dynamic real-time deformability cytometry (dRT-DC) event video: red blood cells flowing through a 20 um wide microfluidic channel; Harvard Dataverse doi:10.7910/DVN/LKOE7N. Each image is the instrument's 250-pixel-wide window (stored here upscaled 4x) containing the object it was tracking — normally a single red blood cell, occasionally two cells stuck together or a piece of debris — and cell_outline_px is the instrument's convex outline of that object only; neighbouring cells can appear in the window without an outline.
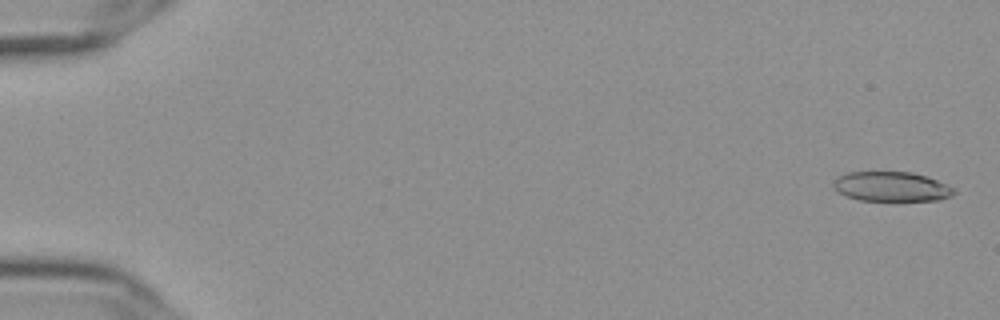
{"species": "Egyptian fruit bat (a non-hibernating species)", "species_latin": "Rousettus aegyptiacus", "temperature_condition": "cold", "stored_images_in_passage": 57, "camera_frame_rate_fps": 3000, "um_per_image_px": 0.085, "frame": {"image": 1, "passage_image": 2, "time_ms": 0.333, "image_size_px": [1000, 320], "cell_outline_px": [[956, 192], [952, 196], [940, 200], [896, 204], [860, 200], [844, 196], [832, 188], [832, 184], [836, 176], [848, 172], [912, 172], [936, 180], [952, 188]], "centroid_in_image_um": [75.73, 15.92], "position_along_channel_um": 9.3, "area_um2": 21.96}}
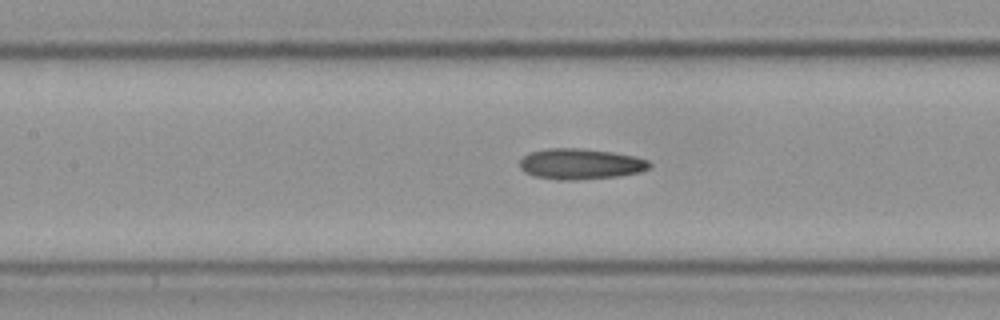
{"frame": {"image": 2, "passage_image": 27, "time_ms": 8.667, "image_size_px": [1000, 320], "cell_outline_px": [[652, 164], [648, 168], [640, 172], [620, 176], [572, 180], [560, 180], [532, 176], [524, 172], [520, 168], [520, 160], [524, 156], [532, 152], [548, 148], [584, 148], [612, 152], [636, 156], [648, 160]], "centroid_in_image_um": [49.35, 13.93], "position_along_channel_um": 158.1, "area_um2": 23.35}}
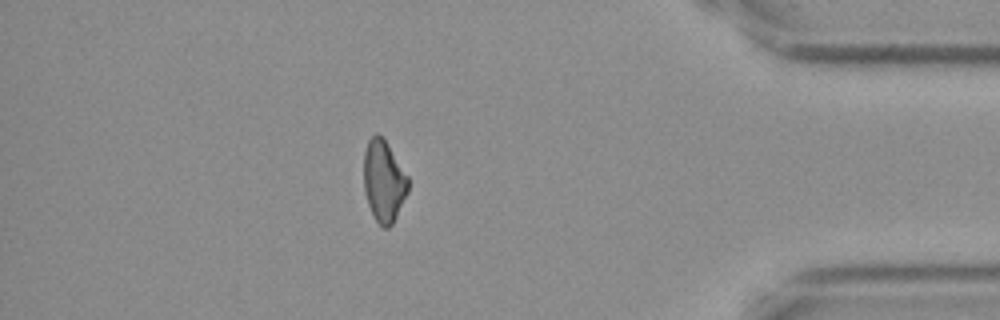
{"frame": {"image": 3, "passage_image": 50, "time_ms": 16.333, "image_size_px": [1000, 320], "cell_outline_px": [[408, 192], [392, 224], [388, 228], [384, 228], [376, 220], [368, 204], [364, 192], [364, 152], [368, 140], [376, 132], [384, 136], [408, 176]], "centroid_in_image_um": [32.62, 15.34], "position_along_channel_um": 402.6, "area_um2": 21.21}, "authors_computed_cell_mechanics": {"area_um2": 22.3686, "velocity_mm_per_s": 3.6384, "shape_relaxation_time_tau1_ms": 9.4741, "shape_relaxation_time_tau2_ms": 10.2723, "deformation_change_tau1": 0.1686, "deformation_change_tau2": 0.2224}}